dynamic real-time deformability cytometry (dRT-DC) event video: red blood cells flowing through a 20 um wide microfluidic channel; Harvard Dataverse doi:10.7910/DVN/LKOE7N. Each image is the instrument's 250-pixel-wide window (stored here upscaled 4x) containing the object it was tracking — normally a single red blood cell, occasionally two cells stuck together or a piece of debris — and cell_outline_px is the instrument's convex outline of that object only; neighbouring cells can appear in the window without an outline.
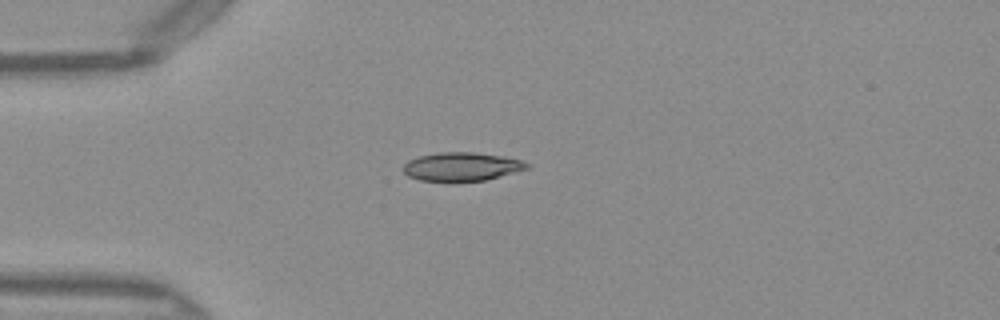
{"species": "Egyptian fruit bat (a non-hibernating species)", "species_latin": "Rousettus aegyptiacus", "temperature_condition": "warm", "stored_images_in_passage": 38, "camera_frame_rate_fps": 3000, "um_per_image_px": 0.085, "frame": {"image": 1, "passage_image": 1, "time_ms": 0.0, "image_size_px": [1000, 320], "cell_outline_px": [[528, 168], [500, 176], [484, 180], [420, 180], [408, 176], [404, 172], [404, 164], [408, 160], [420, 156], [440, 152], [472, 152], [500, 156], [524, 160], [528, 164]], "centroid_in_image_um": [39.23, 14.15], "position_along_channel_um": 45.8, "area_um2": 20.06}}
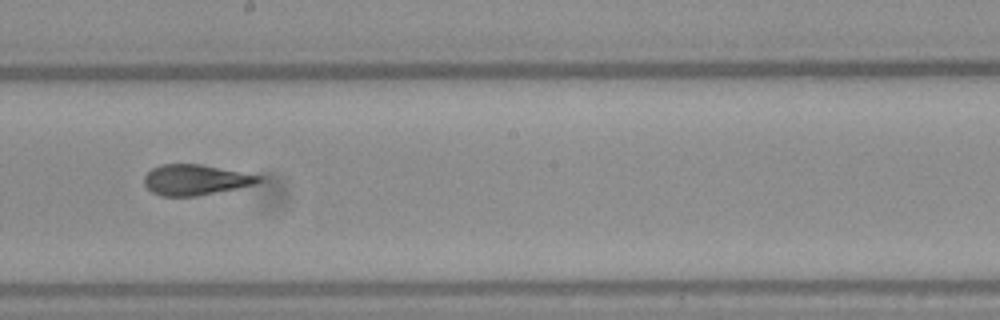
{"frame": {"image": 2, "passage_image": 16, "time_ms": 5.0, "image_size_px": [1000, 320], "cell_outline_px": [[260, 180], [256, 184], [196, 196], [160, 196], [152, 192], [144, 184], [144, 176], [152, 168], [160, 164], [200, 164], [260, 176]], "centroid_in_image_um": [16.54, 15.28], "position_along_channel_um": 231.7, "area_um2": 20.06}}
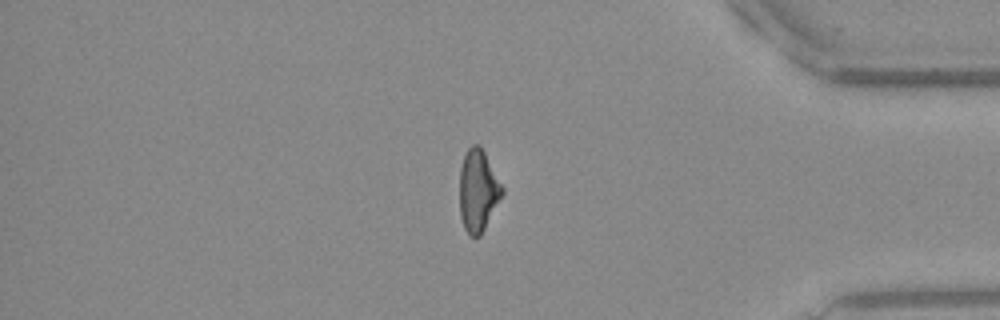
{"frame": {"image": 3, "passage_image": 30, "time_ms": 9.667, "image_size_px": [1000, 320], "cell_outline_px": [[504, 192], [480, 236], [468, 236], [464, 228], [460, 216], [460, 168], [464, 156], [468, 148], [472, 144], [480, 144], [504, 188]], "centroid_in_image_um": [40.63, 16.19], "position_along_channel_um": 394.6, "area_um2": 20.29}, "authors_computed_cell_mechanics": {"area_um2": 20.5768, "velocity_mm_per_s": 4.072, "shape_relaxation_time_tau1_ms": 10.2499, "shape_relaxation_time_tau2_ms": 1.4183, "deformation_change_tau1": 0.2618, "deformation_change_tau2": 0.0779}}